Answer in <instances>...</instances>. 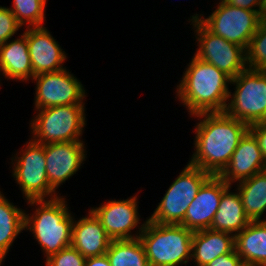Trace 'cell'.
<instances>
[{"instance_id":"cell-6","label":"cell","mask_w":266,"mask_h":266,"mask_svg":"<svg viewBox=\"0 0 266 266\" xmlns=\"http://www.w3.org/2000/svg\"><path fill=\"white\" fill-rule=\"evenodd\" d=\"M230 83L236 87L224 112L248 126L266 122V70L246 68Z\"/></svg>"},{"instance_id":"cell-29","label":"cell","mask_w":266,"mask_h":266,"mask_svg":"<svg viewBox=\"0 0 266 266\" xmlns=\"http://www.w3.org/2000/svg\"><path fill=\"white\" fill-rule=\"evenodd\" d=\"M206 266H245V264L234 248L230 253L218 256Z\"/></svg>"},{"instance_id":"cell-32","label":"cell","mask_w":266,"mask_h":266,"mask_svg":"<svg viewBox=\"0 0 266 266\" xmlns=\"http://www.w3.org/2000/svg\"><path fill=\"white\" fill-rule=\"evenodd\" d=\"M85 266H111L106 254L86 258Z\"/></svg>"},{"instance_id":"cell-14","label":"cell","mask_w":266,"mask_h":266,"mask_svg":"<svg viewBox=\"0 0 266 266\" xmlns=\"http://www.w3.org/2000/svg\"><path fill=\"white\" fill-rule=\"evenodd\" d=\"M229 187L231 185L219 176L212 175L199 189L180 225L192 231L209 229L218 210L222 194Z\"/></svg>"},{"instance_id":"cell-17","label":"cell","mask_w":266,"mask_h":266,"mask_svg":"<svg viewBox=\"0 0 266 266\" xmlns=\"http://www.w3.org/2000/svg\"><path fill=\"white\" fill-rule=\"evenodd\" d=\"M88 215L74 220L71 246L85 258L105 255L112 239L91 210Z\"/></svg>"},{"instance_id":"cell-8","label":"cell","mask_w":266,"mask_h":266,"mask_svg":"<svg viewBox=\"0 0 266 266\" xmlns=\"http://www.w3.org/2000/svg\"><path fill=\"white\" fill-rule=\"evenodd\" d=\"M217 9L207 18L199 14L190 21L198 20L208 31L225 40L235 43L245 50L252 36L263 21L260 12L242 9L226 4L221 0Z\"/></svg>"},{"instance_id":"cell-16","label":"cell","mask_w":266,"mask_h":266,"mask_svg":"<svg viewBox=\"0 0 266 266\" xmlns=\"http://www.w3.org/2000/svg\"><path fill=\"white\" fill-rule=\"evenodd\" d=\"M265 169L266 161L258 141L248 130L240 139L229 163L218 176L231 185L233 182L238 183Z\"/></svg>"},{"instance_id":"cell-4","label":"cell","mask_w":266,"mask_h":266,"mask_svg":"<svg viewBox=\"0 0 266 266\" xmlns=\"http://www.w3.org/2000/svg\"><path fill=\"white\" fill-rule=\"evenodd\" d=\"M193 233L182 225L159 224L147 219L139 239L150 266H179L191 259Z\"/></svg>"},{"instance_id":"cell-9","label":"cell","mask_w":266,"mask_h":266,"mask_svg":"<svg viewBox=\"0 0 266 266\" xmlns=\"http://www.w3.org/2000/svg\"><path fill=\"white\" fill-rule=\"evenodd\" d=\"M26 147L15 154L12 176L19 184L26 200H45L59 197L51 188L46 174L45 145L29 140ZM22 152V155H21ZM19 155V157H18ZM14 162V163H13Z\"/></svg>"},{"instance_id":"cell-18","label":"cell","mask_w":266,"mask_h":266,"mask_svg":"<svg viewBox=\"0 0 266 266\" xmlns=\"http://www.w3.org/2000/svg\"><path fill=\"white\" fill-rule=\"evenodd\" d=\"M234 248V234L210 228L194 231L190 260H194L197 266H206L218 256L230 253Z\"/></svg>"},{"instance_id":"cell-26","label":"cell","mask_w":266,"mask_h":266,"mask_svg":"<svg viewBox=\"0 0 266 266\" xmlns=\"http://www.w3.org/2000/svg\"><path fill=\"white\" fill-rule=\"evenodd\" d=\"M245 51L247 68L266 70V20L261 22Z\"/></svg>"},{"instance_id":"cell-24","label":"cell","mask_w":266,"mask_h":266,"mask_svg":"<svg viewBox=\"0 0 266 266\" xmlns=\"http://www.w3.org/2000/svg\"><path fill=\"white\" fill-rule=\"evenodd\" d=\"M106 256L111 266H150L139 238L112 240Z\"/></svg>"},{"instance_id":"cell-27","label":"cell","mask_w":266,"mask_h":266,"mask_svg":"<svg viewBox=\"0 0 266 266\" xmlns=\"http://www.w3.org/2000/svg\"><path fill=\"white\" fill-rule=\"evenodd\" d=\"M86 258L69 246L46 259V266H85Z\"/></svg>"},{"instance_id":"cell-31","label":"cell","mask_w":266,"mask_h":266,"mask_svg":"<svg viewBox=\"0 0 266 266\" xmlns=\"http://www.w3.org/2000/svg\"><path fill=\"white\" fill-rule=\"evenodd\" d=\"M226 4L250 11L260 12L261 0H223ZM255 7L257 9H255ZM253 8V9H252Z\"/></svg>"},{"instance_id":"cell-28","label":"cell","mask_w":266,"mask_h":266,"mask_svg":"<svg viewBox=\"0 0 266 266\" xmlns=\"http://www.w3.org/2000/svg\"><path fill=\"white\" fill-rule=\"evenodd\" d=\"M21 27L12 11L0 6V44L11 39Z\"/></svg>"},{"instance_id":"cell-19","label":"cell","mask_w":266,"mask_h":266,"mask_svg":"<svg viewBox=\"0 0 266 266\" xmlns=\"http://www.w3.org/2000/svg\"><path fill=\"white\" fill-rule=\"evenodd\" d=\"M13 41L0 44V68L5 78L27 81L33 79V70L24 34Z\"/></svg>"},{"instance_id":"cell-3","label":"cell","mask_w":266,"mask_h":266,"mask_svg":"<svg viewBox=\"0 0 266 266\" xmlns=\"http://www.w3.org/2000/svg\"><path fill=\"white\" fill-rule=\"evenodd\" d=\"M65 199L59 196L54 199L27 201L31 206H39L31 216L25 213L24 228L33 233L46 259L71 246L74 218L69 213Z\"/></svg>"},{"instance_id":"cell-10","label":"cell","mask_w":266,"mask_h":266,"mask_svg":"<svg viewBox=\"0 0 266 266\" xmlns=\"http://www.w3.org/2000/svg\"><path fill=\"white\" fill-rule=\"evenodd\" d=\"M196 29L198 46L194 55L204 62L210 63L223 71L231 79L244 71L246 66V51L243 47L229 42L208 31L198 20L192 21Z\"/></svg>"},{"instance_id":"cell-33","label":"cell","mask_w":266,"mask_h":266,"mask_svg":"<svg viewBox=\"0 0 266 266\" xmlns=\"http://www.w3.org/2000/svg\"><path fill=\"white\" fill-rule=\"evenodd\" d=\"M260 16L262 20H266V0H261Z\"/></svg>"},{"instance_id":"cell-34","label":"cell","mask_w":266,"mask_h":266,"mask_svg":"<svg viewBox=\"0 0 266 266\" xmlns=\"http://www.w3.org/2000/svg\"><path fill=\"white\" fill-rule=\"evenodd\" d=\"M4 260H2L1 258H0V266L2 265V262H3Z\"/></svg>"},{"instance_id":"cell-13","label":"cell","mask_w":266,"mask_h":266,"mask_svg":"<svg viewBox=\"0 0 266 266\" xmlns=\"http://www.w3.org/2000/svg\"><path fill=\"white\" fill-rule=\"evenodd\" d=\"M84 145L76 141L45 144L46 174L54 192L80 169L86 158Z\"/></svg>"},{"instance_id":"cell-30","label":"cell","mask_w":266,"mask_h":266,"mask_svg":"<svg viewBox=\"0 0 266 266\" xmlns=\"http://www.w3.org/2000/svg\"><path fill=\"white\" fill-rule=\"evenodd\" d=\"M249 131L258 141L264 160L266 161V122H259L249 126Z\"/></svg>"},{"instance_id":"cell-11","label":"cell","mask_w":266,"mask_h":266,"mask_svg":"<svg viewBox=\"0 0 266 266\" xmlns=\"http://www.w3.org/2000/svg\"><path fill=\"white\" fill-rule=\"evenodd\" d=\"M36 81L35 110L52 106L84 104L83 85L66 68L57 72L41 73Z\"/></svg>"},{"instance_id":"cell-12","label":"cell","mask_w":266,"mask_h":266,"mask_svg":"<svg viewBox=\"0 0 266 266\" xmlns=\"http://www.w3.org/2000/svg\"><path fill=\"white\" fill-rule=\"evenodd\" d=\"M137 196L126 200H111L99 207L90 209L99 219L105 232L112 240H130L139 238L145 222L139 228V233L131 235V230L137 229L140 221L138 216Z\"/></svg>"},{"instance_id":"cell-5","label":"cell","mask_w":266,"mask_h":266,"mask_svg":"<svg viewBox=\"0 0 266 266\" xmlns=\"http://www.w3.org/2000/svg\"><path fill=\"white\" fill-rule=\"evenodd\" d=\"M31 121L35 142L43 145L60 142H83L81 135L85 127L84 104L52 106L37 109Z\"/></svg>"},{"instance_id":"cell-15","label":"cell","mask_w":266,"mask_h":266,"mask_svg":"<svg viewBox=\"0 0 266 266\" xmlns=\"http://www.w3.org/2000/svg\"><path fill=\"white\" fill-rule=\"evenodd\" d=\"M27 38L33 77L41 73L65 69L62 63L67 59L56 39L46 27H27L23 33Z\"/></svg>"},{"instance_id":"cell-7","label":"cell","mask_w":266,"mask_h":266,"mask_svg":"<svg viewBox=\"0 0 266 266\" xmlns=\"http://www.w3.org/2000/svg\"><path fill=\"white\" fill-rule=\"evenodd\" d=\"M211 176L201 168L187 164L148 220L159 224L180 225L199 189Z\"/></svg>"},{"instance_id":"cell-2","label":"cell","mask_w":266,"mask_h":266,"mask_svg":"<svg viewBox=\"0 0 266 266\" xmlns=\"http://www.w3.org/2000/svg\"><path fill=\"white\" fill-rule=\"evenodd\" d=\"M180 81L177 96L190 116L225 111L231 78L223 71L194 55Z\"/></svg>"},{"instance_id":"cell-22","label":"cell","mask_w":266,"mask_h":266,"mask_svg":"<svg viewBox=\"0 0 266 266\" xmlns=\"http://www.w3.org/2000/svg\"><path fill=\"white\" fill-rule=\"evenodd\" d=\"M237 190L250 221H259L266 210V169L239 182Z\"/></svg>"},{"instance_id":"cell-21","label":"cell","mask_w":266,"mask_h":266,"mask_svg":"<svg viewBox=\"0 0 266 266\" xmlns=\"http://www.w3.org/2000/svg\"><path fill=\"white\" fill-rule=\"evenodd\" d=\"M229 187L223 194L217 212L210 229L234 233H240L249 224L250 219L246 216L238 191L230 192ZM230 192V193H229Z\"/></svg>"},{"instance_id":"cell-25","label":"cell","mask_w":266,"mask_h":266,"mask_svg":"<svg viewBox=\"0 0 266 266\" xmlns=\"http://www.w3.org/2000/svg\"><path fill=\"white\" fill-rule=\"evenodd\" d=\"M45 6L46 0H13V6L9 9L21 26L41 27L45 19Z\"/></svg>"},{"instance_id":"cell-23","label":"cell","mask_w":266,"mask_h":266,"mask_svg":"<svg viewBox=\"0 0 266 266\" xmlns=\"http://www.w3.org/2000/svg\"><path fill=\"white\" fill-rule=\"evenodd\" d=\"M25 212L10 203L0 191V258L3 260L15 238L25 230Z\"/></svg>"},{"instance_id":"cell-20","label":"cell","mask_w":266,"mask_h":266,"mask_svg":"<svg viewBox=\"0 0 266 266\" xmlns=\"http://www.w3.org/2000/svg\"><path fill=\"white\" fill-rule=\"evenodd\" d=\"M235 251L245 266H266V220L250 221L234 236Z\"/></svg>"},{"instance_id":"cell-1","label":"cell","mask_w":266,"mask_h":266,"mask_svg":"<svg viewBox=\"0 0 266 266\" xmlns=\"http://www.w3.org/2000/svg\"><path fill=\"white\" fill-rule=\"evenodd\" d=\"M193 116L204 119L196 125L195 153L188 164L218 176L229 163L249 126L225 112L199 113Z\"/></svg>"}]
</instances>
